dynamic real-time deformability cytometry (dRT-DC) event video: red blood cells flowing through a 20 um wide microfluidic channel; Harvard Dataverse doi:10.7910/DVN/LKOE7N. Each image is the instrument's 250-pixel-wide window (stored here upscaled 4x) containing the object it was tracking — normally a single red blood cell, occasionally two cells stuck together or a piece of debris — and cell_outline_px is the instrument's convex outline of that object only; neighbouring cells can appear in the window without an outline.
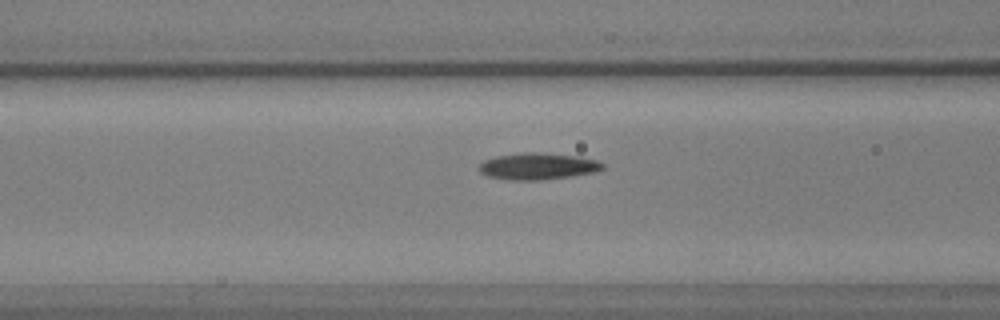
{"species": "common noctule bat (a hibernating species)", "species_latin": "Nyctalus noctula", "temperature_condition": "warm", "stored_images_in_passage": 55, "camera_frame_rate_fps": 3000, "um_per_image_px": 0.085, "animal": {"sex": "male", "body_mass_g": 17.9, "forearm_length_mm": 54.2}, "frame": {"image": 1, "passage_image": 20, "time_ms": 6.333, "image_size_px": [1000, 320], "cell_outline_px": [[604, 168], [596, 172], [544, 180], [508, 180], [488, 176], [480, 172], [476, 168], [484, 160], [496, 156], [520, 152], [536, 152], [580, 156], [596, 160], [604, 164]], "centroid_in_image_um": [45.7, 14.13], "position_along_channel_um": 120.9, "area_um2": 19.42}}
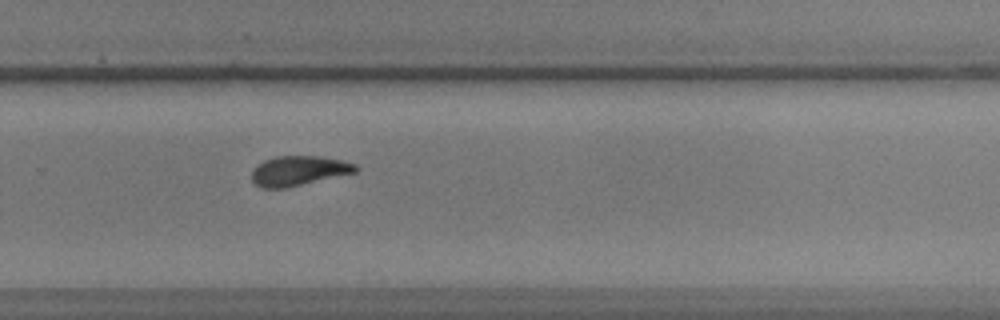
{"frame": {"image": 2, "passage_image": 36, "time_ms": 11.667, "image_size_px": [1000, 320], "cell_outline_px": [[360, 168], [356, 172], [284, 188], [260, 188], [252, 180], [252, 172], [256, 164], [264, 160], [276, 156], [320, 156], [340, 160], [356, 164]], "centroid_in_image_um": [25.37, 14.5], "position_along_channel_um": 304.4, "area_um2": 17.92}}
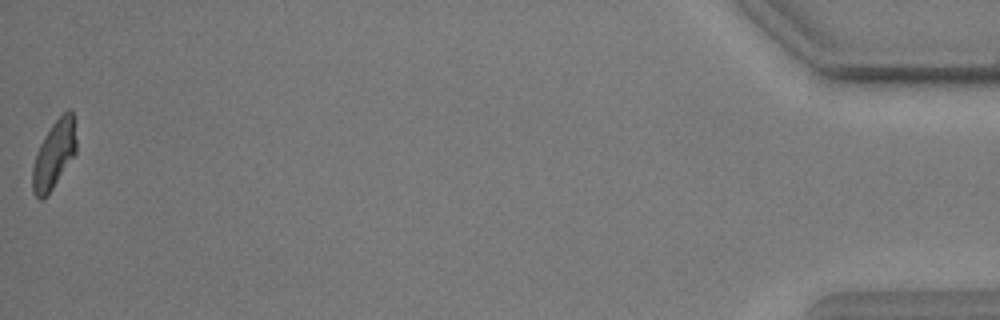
{"frame": {"image": 3, "passage_image": 55, "time_ms": 18.0, "image_size_px": [1000, 320], "cell_outline_px": [[76, 152], [52, 188], [40, 200], [32, 192], [32, 168], [40, 144], [44, 136], [52, 124], [68, 108], [72, 108], [76, 140]], "centroid_in_image_um": [4.59, 13.1], "position_along_channel_um": 430.6, "area_um2": 16.94}}